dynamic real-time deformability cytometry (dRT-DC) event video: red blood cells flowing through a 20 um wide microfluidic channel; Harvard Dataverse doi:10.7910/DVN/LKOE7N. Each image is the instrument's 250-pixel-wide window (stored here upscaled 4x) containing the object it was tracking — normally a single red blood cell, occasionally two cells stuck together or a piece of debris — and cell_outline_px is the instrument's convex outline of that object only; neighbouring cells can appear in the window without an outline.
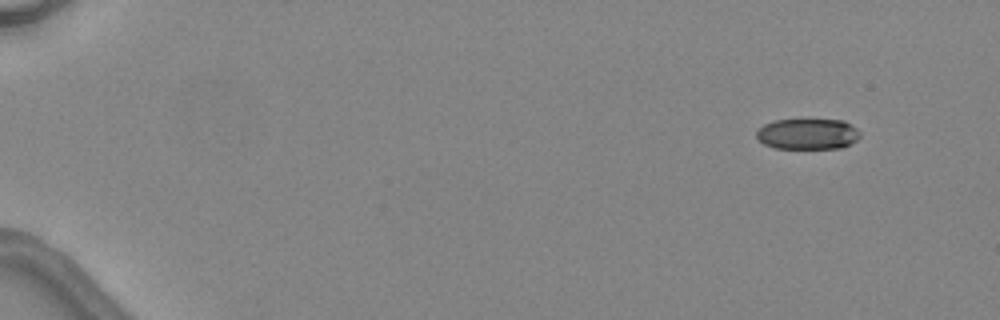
{"species": "common noctule bat (a hibernating species)", "species_latin": "Nyctalus noctula", "temperature_condition": "warm", "stored_images_in_passage": 5, "camera_frame_rate_fps": 3000, "um_per_image_px": 0.085, "animal": {"sex": "female", "body_mass_g": 24.6, "forearm_length_mm": 56.2}, "frame": {"image": 1, "passage_image": 1, "time_ms": 0.0, "image_size_px": [1000, 320], "cell_outline_px": [[860, 136], [856, 140], [840, 148], [776, 148], [764, 144], [756, 136], [756, 132], [764, 124], [776, 120], [844, 120], [856, 128], [860, 132]], "centroid_in_image_um": [68.66, 11.38], "position_along_channel_um": 16.3, "area_um2": 18.38}}
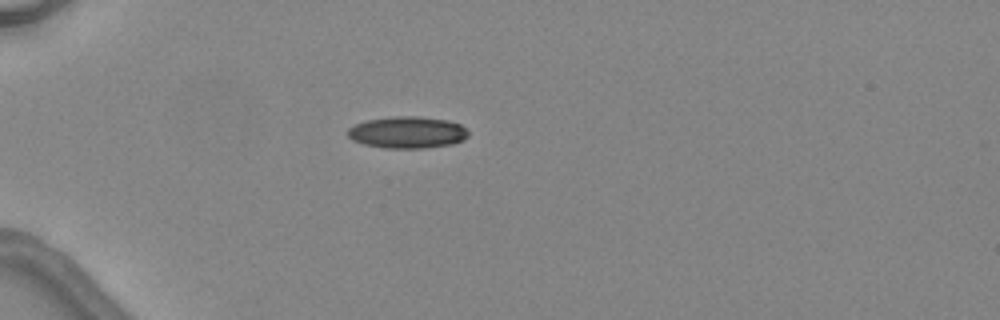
{"frame": {"image": 2, "passage_image": 4, "time_ms": 3.667, "image_size_px": [1000, 320], "cell_outline_px": [[468, 136], [464, 140], [452, 144], [424, 148], [384, 148], [364, 144], [352, 140], [348, 136], [348, 128], [356, 124], [368, 120], [392, 116], [420, 116], [448, 120], [460, 124], [468, 132]], "centroid_in_image_um": [34.64, 11.25], "position_along_channel_um": 50.4, "area_um2": 22.37}}